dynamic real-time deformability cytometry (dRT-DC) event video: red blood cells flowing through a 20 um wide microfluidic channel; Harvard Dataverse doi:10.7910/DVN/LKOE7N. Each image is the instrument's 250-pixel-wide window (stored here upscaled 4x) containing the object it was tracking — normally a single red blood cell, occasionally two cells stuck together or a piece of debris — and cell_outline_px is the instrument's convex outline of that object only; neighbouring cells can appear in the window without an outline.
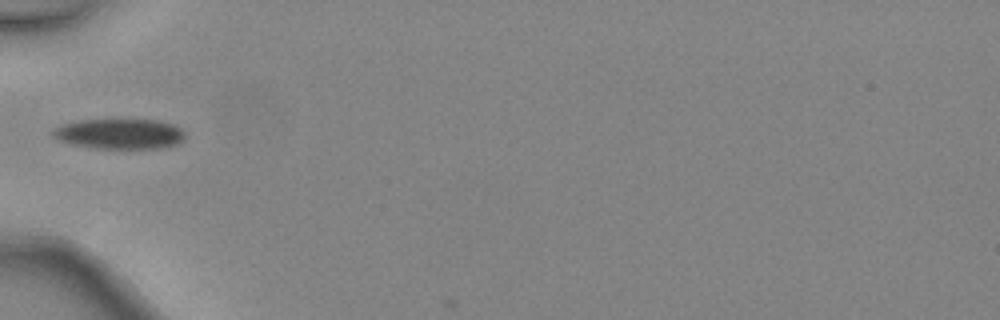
{"species": "common noctule bat (a hibernating species)", "species_latin": "Nyctalus noctula", "temperature_condition": "warm", "stored_images_in_passage": 5, "camera_frame_rate_fps": 3000, "um_per_image_px": 0.085, "animal": {"sex": "female", "body_mass_g": 24.6, "forearm_length_mm": 56.2}, "frame": {"image": 1, "passage_image": 5, "time_ms": 1.333, "image_size_px": [1000, 320], "cell_outline_px": [[184, 140], [176, 144], [160, 148], [92, 148], [72, 144], [60, 140], [52, 136], [52, 128], [76, 120], [156, 120], [176, 124], [184, 132]], "centroid_in_image_um": [10.17, 11.37], "position_along_channel_um": 74.8, "area_um2": 23.29}}